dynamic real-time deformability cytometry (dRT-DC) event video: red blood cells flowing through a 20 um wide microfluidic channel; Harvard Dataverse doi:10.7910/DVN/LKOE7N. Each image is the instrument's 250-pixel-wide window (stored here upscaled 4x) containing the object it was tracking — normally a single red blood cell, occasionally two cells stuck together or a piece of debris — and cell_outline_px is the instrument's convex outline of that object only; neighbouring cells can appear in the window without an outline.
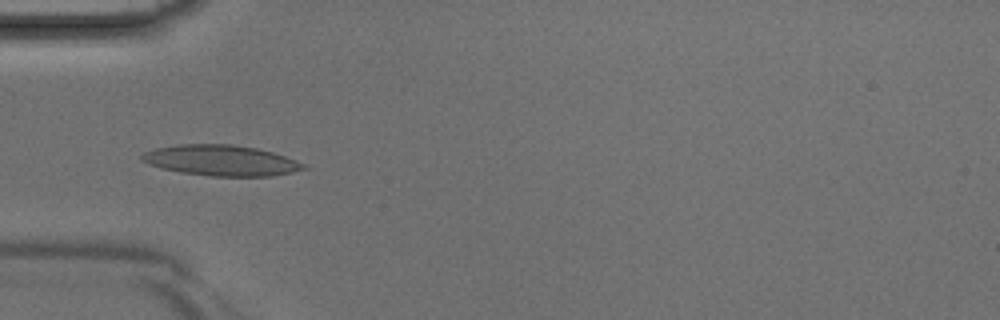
{"species": "Egyptian fruit bat (a non-hibernating species)", "species_latin": "Rousettus aegyptiacus", "temperature_condition": "room temperature", "stored_images_in_passage": 33, "camera_frame_rate_fps": 3000, "um_per_image_px": 0.085, "animal": {"sex": "male"}, "frame": {"image": 1, "passage_image": 4, "time_ms": 1.0, "image_size_px": [1000, 320], "cell_outline_px": [[308, 168], [292, 172], [272, 176], [212, 176], [180, 172], [160, 168], [148, 164], [140, 160], [140, 156], [144, 152], [156, 148], [176, 144], [232, 144], [256, 148], [272, 152], [308, 164]], "centroid_in_image_um": [18.78, 13.63], "position_along_channel_um": 66.2, "area_um2": 29.07}}
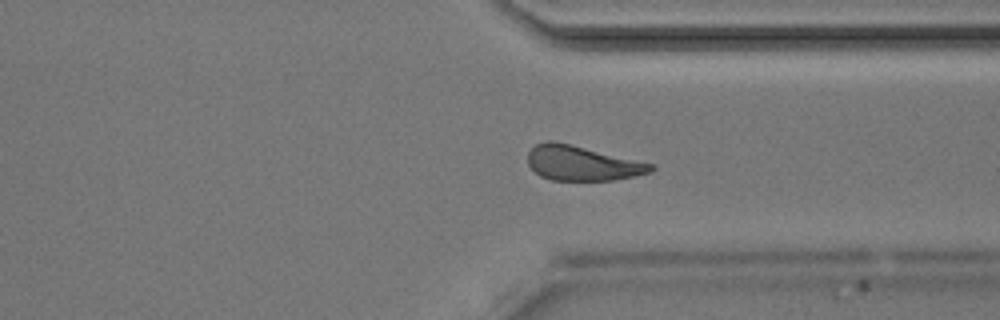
{"frame": {"image": 2, "passage_image": 23, "time_ms": 7.333, "image_size_px": [1000, 320], "cell_outline_px": [[656, 168], [652, 172], [636, 176], [612, 180], [552, 180], [540, 176], [528, 164], [528, 152], [536, 144], [548, 140], [552, 140], [656, 164]], "centroid_in_image_um": [49.52, 13.87], "position_along_channel_um": 361.9, "area_um2": 24.97}}
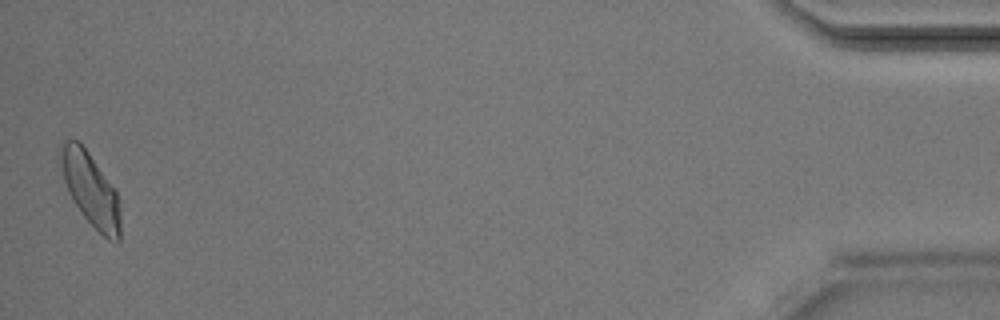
{"frame": {"image": 3, "passage_image": 33, "time_ms": 10.667, "image_size_px": [1000, 320], "cell_outline_px": [[120, 240], [116, 244], [108, 240], [80, 212], [72, 200], [64, 180], [60, 160], [64, 140], [76, 140], [88, 152], [116, 192], [120, 216]], "centroid_in_image_um": [7.71, 16.16], "position_along_channel_um": 427.5, "area_um2": 24.68}}